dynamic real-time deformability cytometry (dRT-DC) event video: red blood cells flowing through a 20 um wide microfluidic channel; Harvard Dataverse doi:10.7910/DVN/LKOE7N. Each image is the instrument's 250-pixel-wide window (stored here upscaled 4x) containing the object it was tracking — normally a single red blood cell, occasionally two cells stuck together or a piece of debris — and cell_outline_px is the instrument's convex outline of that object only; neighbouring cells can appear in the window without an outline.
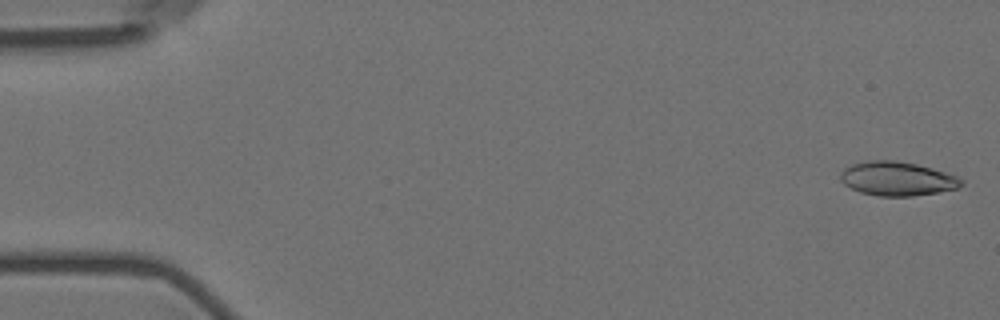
{"species": "Egyptian fruit bat (a non-hibernating species)", "species_latin": "Rousettus aegyptiacus", "temperature_condition": "room temperature", "stored_images_in_passage": 43, "camera_frame_rate_fps": 3000, "um_per_image_px": 0.085, "animal": {"sex": "female"}, "frame": {"image": 1, "passage_image": 1, "time_ms": 0.0, "image_size_px": [1000, 320], "cell_outline_px": [[964, 184], [956, 188], [936, 192], [912, 196], [880, 196], [860, 192], [844, 184], [840, 180], [840, 172], [844, 168], [852, 164], [868, 160], [896, 160], [916, 164], [944, 172], [956, 176], [964, 180]], "centroid_in_image_um": [76.23, 15.18], "position_along_channel_um": 8.8, "area_um2": 23.81}}
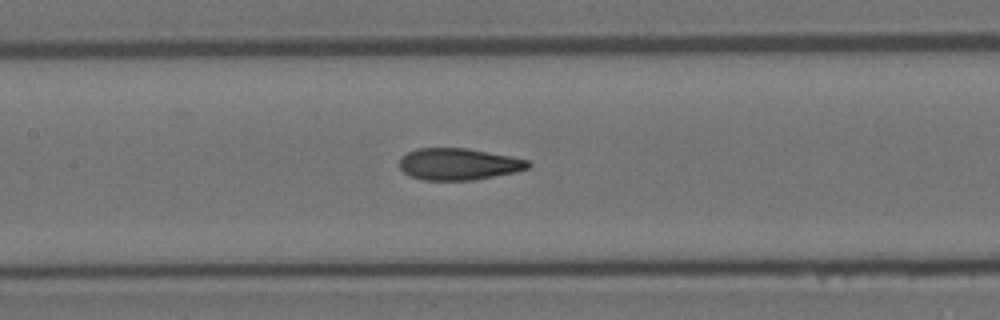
{"frame": {"image": 2, "passage_image": 26, "time_ms": 8.333, "image_size_px": [1000, 320], "cell_outline_px": [[532, 164], [528, 168], [516, 172], [472, 180], [424, 180], [408, 176], [400, 168], [400, 156], [416, 148], [464, 148], [512, 156], [528, 160]], "centroid_in_image_um": [38.96, 13.95], "position_along_channel_um": 168.4, "area_um2": 23.87}}
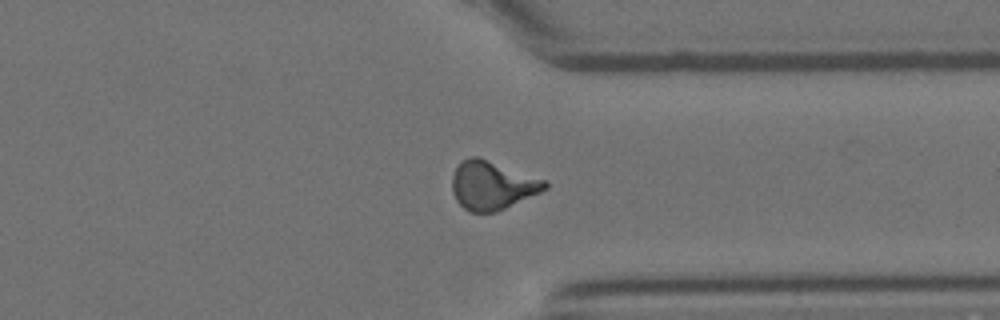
{"frame": {"image": 3, "passage_image": 43, "time_ms": 14.0, "image_size_px": [1000, 320], "cell_outline_px": [[548, 188], [540, 192], [496, 212], [468, 212], [456, 200], [452, 192], [452, 176], [456, 168], [468, 156], [480, 156], [544, 180], [548, 184]], "centroid_in_image_um": [41.81, 15.75], "position_along_channel_um": 369.6, "area_um2": 26.13}, "authors_computed_cell_mechanics": {"area_um2": 24.2182, "velocity_mm_per_s": 3.5814, "shape_relaxation_time_tau1_ms": 7.4677, "shape_relaxation_time_tau2_ms": 1.4809, "deformation_change_tau1": 0.2222, "deformation_change_tau2": 0.0852}}